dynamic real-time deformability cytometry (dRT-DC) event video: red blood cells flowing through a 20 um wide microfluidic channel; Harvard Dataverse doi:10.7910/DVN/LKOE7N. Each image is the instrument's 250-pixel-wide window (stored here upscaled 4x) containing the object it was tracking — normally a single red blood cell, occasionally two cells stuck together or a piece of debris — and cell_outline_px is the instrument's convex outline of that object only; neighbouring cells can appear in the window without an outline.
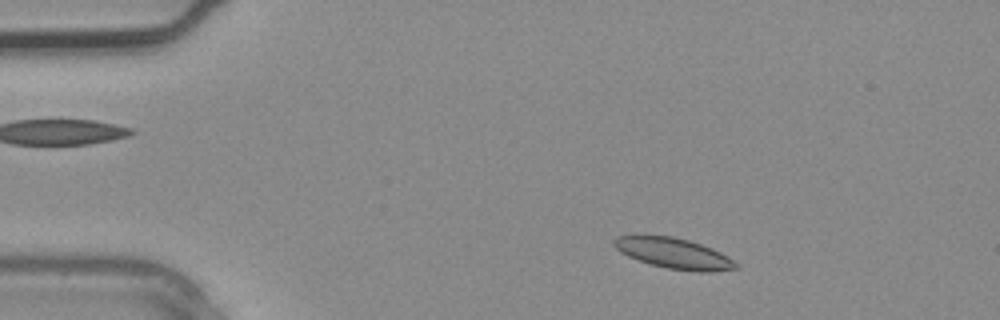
{"species": "common noctule bat (a hibernating species)", "species_latin": "Nyctalus noctula", "temperature_condition": "warm", "stored_images_in_passage": 1, "camera_frame_rate_fps": 3000, "um_per_image_px": 0.085, "animal": {"sex": "male", "body_mass_g": 20.4}, "frame": {"image": 1, "passage_image": 1, "time_ms": 0.0, "image_size_px": [1000, 320], "cell_outline_px": [[740, 268], [712, 272], [696, 272], [668, 268], [652, 264], [628, 256], [620, 252], [612, 244], [612, 240], [616, 236], [672, 236], [688, 240], [712, 248], [728, 256], [740, 264]], "centroid_in_image_um": [57.33, 21.54], "position_along_channel_um": 27.7, "area_um2": 21.68}}